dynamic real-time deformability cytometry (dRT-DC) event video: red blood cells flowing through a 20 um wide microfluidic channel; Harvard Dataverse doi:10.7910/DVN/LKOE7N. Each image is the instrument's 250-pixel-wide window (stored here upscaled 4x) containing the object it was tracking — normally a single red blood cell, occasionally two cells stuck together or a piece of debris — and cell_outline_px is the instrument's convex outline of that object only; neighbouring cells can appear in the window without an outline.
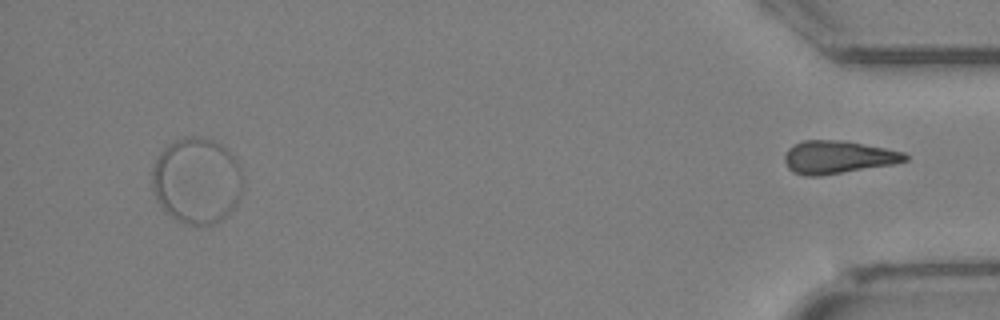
{"species": "Egyptian fruit bat (a non-hibernating species)", "species_latin": "Rousettus aegyptiacus", "temperature_condition": "cold", "stored_images_in_passage": 30, "segment_of_instrument_passage": [2, 2], "camera_frame_rate_fps": 3000, "um_per_image_px": 0.085, "animal": {"sex": "female"}, "frame": {"image": 1, "passage_image": 30, "time_ms": 9.667, "image_size_px": [1000, 320], "cell_outline_px": [[908, 160], [896, 164], [820, 176], [804, 176], [792, 172], [788, 168], [784, 160], [784, 156], [788, 148], [804, 140], [836, 140], [884, 148], [904, 152], [908, 156]], "centroid_in_image_um": [71.21, 13.38], "position_along_channel_um": 364.0, "area_um2": 23.0}}